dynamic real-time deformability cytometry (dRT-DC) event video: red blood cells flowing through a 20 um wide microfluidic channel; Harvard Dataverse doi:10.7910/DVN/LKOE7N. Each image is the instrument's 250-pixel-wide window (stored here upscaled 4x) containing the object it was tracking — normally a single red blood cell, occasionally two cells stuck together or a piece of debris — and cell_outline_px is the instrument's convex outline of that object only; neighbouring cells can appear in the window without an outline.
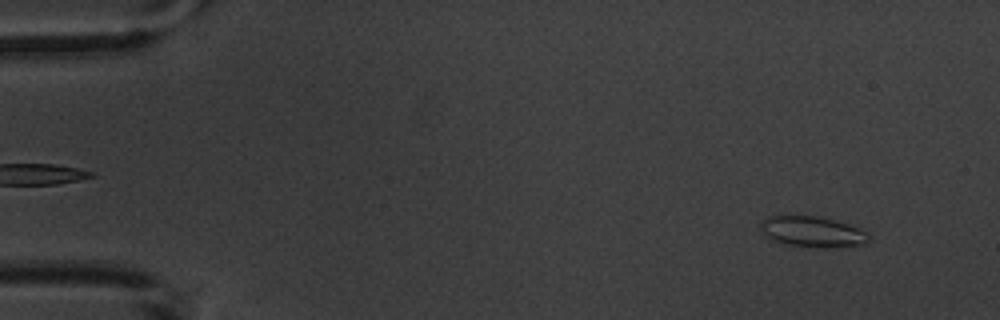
{"species": "common noctule bat (a hibernating species)", "species_latin": "Nyctalus noctula", "temperature_condition": "warm", "stored_images_in_passage": 4, "camera_frame_rate_fps": 3000, "um_per_image_px": 0.085, "animal": {"sex": "male", "body_mass_g": 20.1, "forearm_length_mm": 53.5}, "frame": {"image": 1, "passage_image": 4, "time_ms": 4.333, "image_size_px": [1000, 320], "cell_outline_px": [[872, 236], [868, 240], [860, 244], [828, 248], [808, 248], [788, 244], [772, 240], [764, 232], [760, 224], [768, 216], [820, 216], [848, 224], [860, 228], [868, 232]], "centroid_in_image_um": [69.11, 19.7], "position_along_channel_um": 15.9, "area_um2": 19.31}}